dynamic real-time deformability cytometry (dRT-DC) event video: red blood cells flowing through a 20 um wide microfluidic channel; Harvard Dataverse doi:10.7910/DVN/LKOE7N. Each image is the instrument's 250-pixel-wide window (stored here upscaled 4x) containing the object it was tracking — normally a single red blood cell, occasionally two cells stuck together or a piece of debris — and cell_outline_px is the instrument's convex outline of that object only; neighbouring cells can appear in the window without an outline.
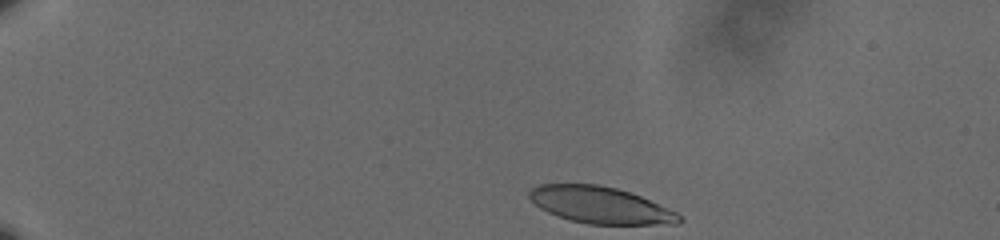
{"species": "human", "species_latin": "Homo sapiens", "temperature_condition": "cold", "stored_images_in_passage": 43, "camera_frame_rate_fps": 3000, "um_per_image_px": 0.085, "donor": {"sex": "male"}, "frame": {"image": 1, "passage_image": 1, "time_ms": 0.0, "image_size_px": [1000, 240], "cell_outline_px": [[684, 220], [676, 224], [588, 224], [572, 220], [548, 212], [540, 208], [528, 196], [528, 192], [532, 188], [540, 184], [600, 184], [616, 188], [640, 196], [676, 212]], "centroid_in_image_um": [51.03, 17.43], "position_along_channel_um": 34.0, "area_um2": 31.67}}
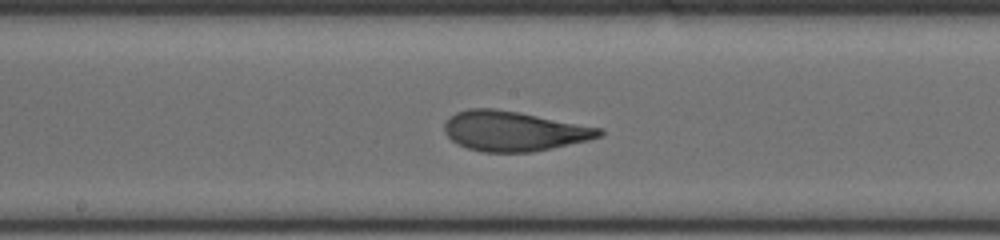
{"frame": {"image": 2, "passage_image": 23, "time_ms": 7.333, "image_size_px": [1000, 240], "cell_outline_px": [[604, 132], [600, 136], [588, 140], [552, 148], [532, 152], [484, 152], [468, 148], [456, 144], [444, 132], [444, 124], [456, 112], [468, 108], [492, 108], [520, 112], [600, 128]], "centroid_in_image_um": [43.64, 11.14], "position_along_channel_um": 204.6, "area_um2": 35.78}}
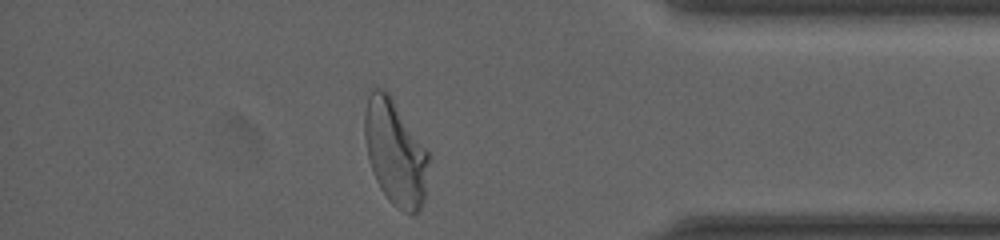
{"frame": {"image": 3, "passage_image": 41, "time_ms": 13.333, "image_size_px": [1000, 240], "cell_outline_px": [[432, 156], [424, 200], [420, 208], [412, 216], [404, 212], [392, 204], [388, 200], [380, 188], [376, 180], [368, 156], [364, 136], [364, 112], [368, 96], [372, 88], [380, 88], [388, 92]], "centroid_in_image_um": [33.63, 12.99], "position_along_channel_um": 401.6, "area_um2": 39.77}, "authors_computed_cell_mechanics": {"area_um2": 35.3158, "velocity_mm_per_s": 3.6069, "shape_relaxation_time_tau1_ms": 3.7969, "shape_relaxation_time_tau2_ms": 0.9783, "deformation_change_tau1": 0.1849, "deformation_change_tau2": 0.085}}